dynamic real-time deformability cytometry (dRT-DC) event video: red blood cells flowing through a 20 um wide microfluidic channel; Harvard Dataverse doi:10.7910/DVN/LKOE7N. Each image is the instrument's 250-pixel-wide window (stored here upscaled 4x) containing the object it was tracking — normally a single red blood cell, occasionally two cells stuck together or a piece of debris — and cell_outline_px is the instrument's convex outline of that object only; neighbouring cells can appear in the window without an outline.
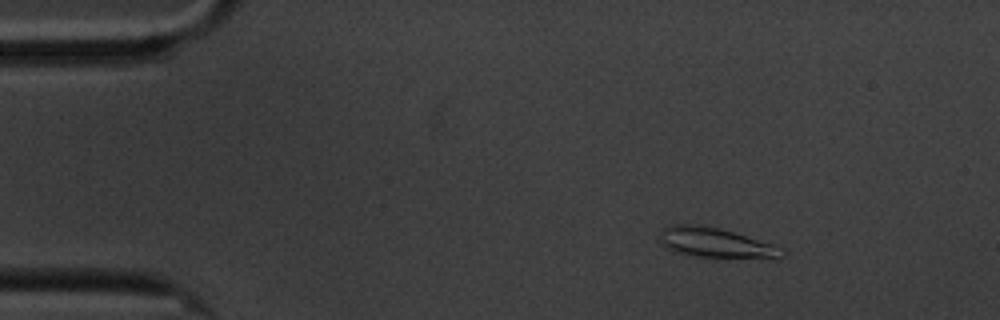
{"species": "common noctule bat (a hibernating species)", "species_latin": "Nyctalus noctula", "temperature_condition": "cold", "stored_images_in_passage": 8, "camera_frame_rate_fps": 3000, "um_per_image_px": 0.085, "animal": {"sex": "male", "body_mass_g": 20.1, "forearm_length_mm": 53.5}, "frame": {"image": 1, "passage_image": 2, "time_ms": 1.333, "image_size_px": [1000, 320], "cell_outline_px": [[788, 252], [784, 256], [764, 260], [688, 256], [672, 252], [664, 248], [660, 244], [660, 240], [664, 228], [668, 224], [700, 224], [720, 228], [772, 244]], "centroid_in_image_um": [60.84, 20.68], "position_along_channel_um": 24.2, "area_um2": 22.14}}
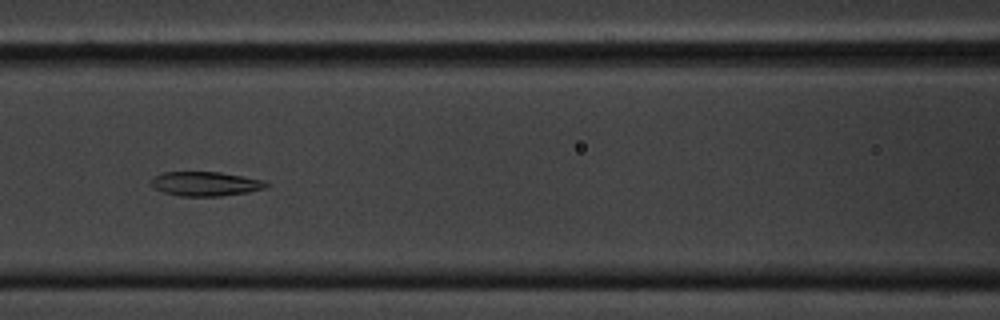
{"frame": {"image": 2, "passage_image": 7, "time_ms": 7.0, "image_size_px": [1000, 320], "cell_outline_px": [[268, 188], [248, 192], [220, 196], [180, 196], [164, 192], [152, 188], [152, 180], [156, 176], [164, 172], [220, 172], [264, 180], [268, 184]], "centroid_in_image_um": [17.49, 15.63], "position_along_channel_um": 149.1, "area_um2": 16.24}}
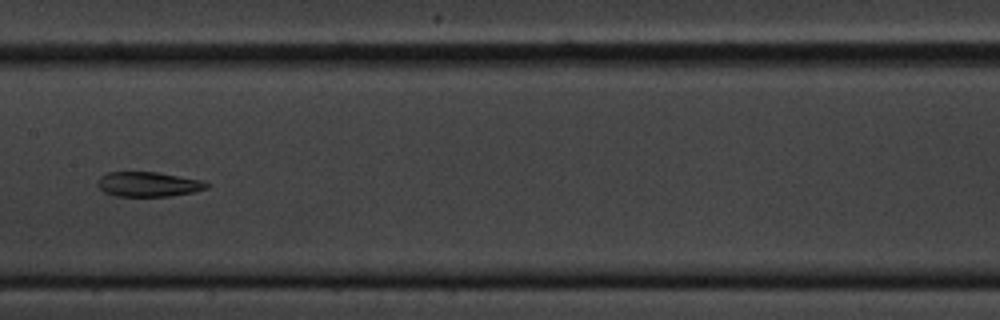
{"frame": {"image": 3, "passage_image": 8, "time_ms": 8.333, "image_size_px": [1000, 320], "cell_outline_px": [[212, 184], [208, 188], [192, 192], [168, 196], [116, 196], [104, 192], [96, 184], [100, 176], [108, 172], [156, 172], [204, 180]], "centroid_in_image_um": [12.63, 15.65], "position_along_channel_um": 194.8, "area_um2": 15.84}}